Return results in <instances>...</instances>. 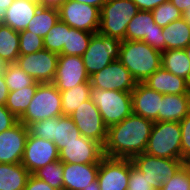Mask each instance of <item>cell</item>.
Wrapping results in <instances>:
<instances>
[{
  "label": "cell",
  "mask_w": 190,
  "mask_h": 190,
  "mask_svg": "<svg viewBox=\"0 0 190 190\" xmlns=\"http://www.w3.org/2000/svg\"><path fill=\"white\" fill-rule=\"evenodd\" d=\"M59 160V151L54 142L28 135L21 164L33 174L36 170Z\"/></svg>",
  "instance_id": "e0dca14e"
},
{
  "label": "cell",
  "mask_w": 190,
  "mask_h": 190,
  "mask_svg": "<svg viewBox=\"0 0 190 190\" xmlns=\"http://www.w3.org/2000/svg\"><path fill=\"white\" fill-rule=\"evenodd\" d=\"M151 12L153 14L154 22L160 27H165L171 22L183 17V13L170 1L160 4Z\"/></svg>",
  "instance_id": "d590c367"
},
{
  "label": "cell",
  "mask_w": 190,
  "mask_h": 190,
  "mask_svg": "<svg viewBox=\"0 0 190 190\" xmlns=\"http://www.w3.org/2000/svg\"><path fill=\"white\" fill-rule=\"evenodd\" d=\"M139 10L141 11H152L160 4L169 0H132Z\"/></svg>",
  "instance_id": "7bdbcfd3"
},
{
  "label": "cell",
  "mask_w": 190,
  "mask_h": 190,
  "mask_svg": "<svg viewBox=\"0 0 190 190\" xmlns=\"http://www.w3.org/2000/svg\"><path fill=\"white\" fill-rule=\"evenodd\" d=\"M24 190H57L50 186L47 182L35 177L31 174L27 180Z\"/></svg>",
  "instance_id": "b9f144b4"
},
{
  "label": "cell",
  "mask_w": 190,
  "mask_h": 190,
  "mask_svg": "<svg viewBox=\"0 0 190 190\" xmlns=\"http://www.w3.org/2000/svg\"><path fill=\"white\" fill-rule=\"evenodd\" d=\"M94 33L78 30L67 24V38L63 45V55L82 56L87 50L91 37Z\"/></svg>",
  "instance_id": "1f68e13d"
},
{
  "label": "cell",
  "mask_w": 190,
  "mask_h": 190,
  "mask_svg": "<svg viewBox=\"0 0 190 190\" xmlns=\"http://www.w3.org/2000/svg\"><path fill=\"white\" fill-rule=\"evenodd\" d=\"M127 190H155L151 186V182L143 173L136 168L130 159V177Z\"/></svg>",
  "instance_id": "f35d334b"
},
{
  "label": "cell",
  "mask_w": 190,
  "mask_h": 190,
  "mask_svg": "<svg viewBox=\"0 0 190 190\" xmlns=\"http://www.w3.org/2000/svg\"><path fill=\"white\" fill-rule=\"evenodd\" d=\"M131 160L155 190H161L162 185L184 165L183 160L155 157L145 152L134 156Z\"/></svg>",
  "instance_id": "9c48e42d"
},
{
  "label": "cell",
  "mask_w": 190,
  "mask_h": 190,
  "mask_svg": "<svg viewBox=\"0 0 190 190\" xmlns=\"http://www.w3.org/2000/svg\"><path fill=\"white\" fill-rule=\"evenodd\" d=\"M40 6L37 0H14L6 10L3 24L15 31H23Z\"/></svg>",
  "instance_id": "603a6c76"
},
{
  "label": "cell",
  "mask_w": 190,
  "mask_h": 190,
  "mask_svg": "<svg viewBox=\"0 0 190 190\" xmlns=\"http://www.w3.org/2000/svg\"><path fill=\"white\" fill-rule=\"evenodd\" d=\"M59 54L47 49L20 55L15 62L22 70L39 83H53Z\"/></svg>",
  "instance_id": "4fadbf2b"
},
{
  "label": "cell",
  "mask_w": 190,
  "mask_h": 190,
  "mask_svg": "<svg viewBox=\"0 0 190 190\" xmlns=\"http://www.w3.org/2000/svg\"><path fill=\"white\" fill-rule=\"evenodd\" d=\"M121 40L96 32L89 46L81 56L89 76L101 71L113 60L119 59Z\"/></svg>",
  "instance_id": "ba28073f"
},
{
  "label": "cell",
  "mask_w": 190,
  "mask_h": 190,
  "mask_svg": "<svg viewBox=\"0 0 190 190\" xmlns=\"http://www.w3.org/2000/svg\"><path fill=\"white\" fill-rule=\"evenodd\" d=\"M190 113V94H165L158 112V122H180Z\"/></svg>",
  "instance_id": "cb8c5ba5"
},
{
  "label": "cell",
  "mask_w": 190,
  "mask_h": 190,
  "mask_svg": "<svg viewBox=\"0 0 190 190\" xmlns=\"http://www.w3.org/2000/svg\"><path fill=\"white\" fill-rule=\"evenodd\" d=\"M185 53L188 56V59L190 61V43L184 48Z\"/></svg>",
  "instance_id": "db71d44e"
},
{
  "label": "cell",
  "mask_w": 190,
  "mask_h": 190,
  "mask_svg": "<svg viewBox=\"0 0 190 190\" xmlns=\"http://www.w3.org/2000/svg\"><path fill=\"white\" fill-rule=\"evenodd\" d=\"M179 123L181 126L182 160L184 161V159L190 155V113Z\"/></svg>",
  "instance_id": "ab89813d"
},
{
  "label": "cell",
  "mask_w": 190,
  "mask_h": 190,
  "mask_svg": "<svg viewBox=\"0 0 190 190\" xmlns=\"http://www.w3.org/2000/svg\"><path fill=\"white\" fill-rule=\"evenodd\" d=\"M28 129L32 136L54 142L58 151L81 136L71 117L65 115L33 122Z\"/></svg>",
  "instance_id": "52a82bcc"
},
{
  "label": "cell",
  "mask_w": 190,
  "mask_h": 190,
  "mask_svg": "<svg viewBox=\"0 0 190 190\" xmlns=\"http://www.w3.org/2000/svg\"><path fill=\"white\" fill-rule=\"evenodd\" d=\"M67 38V24L58 20L43 38L44 49L60 54Z\"/></svg>",
  "instance_id": "836d02e7"
},
{
  "label": "cell",
  "mask_w": 190,
  "mask_h": 190,
  "mask_svg": "<svg viewBox=\"0 0 190 190\" xmlns=\"http://www.w3.org/2000/svg\"><path fill=\"white\" fill-rule=\"evenodd\" d=\"M91 83H82L72 89L61 91L62 113L70 116L80 104L90 99Z\"/></svg>",
  "instance_id": "4dcf8cb0"
},
{
  "label": "cell",
  "mask_w": 190,
  "mask_h": 190,
  "mask_svg": "<svg viewBox=\"0 0 190 190\" xmlns=\"http://www.w3.org/2000/svg\"><path fill=\"white\" fill-rule=\"evenodd\" d=\"M8 63L0 58V76L4 75L7 69Z\"/></svg>",
  "instance_id": "f907efd6"
},
{
  "label": "cell",
  "mask_w": 190,
  "mask_h": 190,
  "mask_svg": "<svg viewBox=\"0 0 190 190\" xmlns=\"http://www.w3.org/2000/svg\"><path fill=\"white\" fill-rule=\"evenodd\" d=\"M150 89L165 94H190V83L165 70L162 66L144 82Z\"/></svg>",
  "instance_id": "7402d4cb"
},
{
  "label": "cell",
  "mask_w": 190,
  "mask_h": 190,
  "mask_svg": "<svg viewBox=\"0 0 190 190\" xmlns=\"http://www.w3.org/2000/svg\"><path fill=\"white\" fill-rule=\"evenodd\" d=\"M19 54V32L0 24V58L8 64L15 63Z\"/></svg>",
  "instance_id": "f1b7e54d"
},
{
  "label": "cell",
  "mask_w": 190,
  "mask_h": 190,
  "mask_svg": "<svg viewBox=\"0 0 190 190\" xmlns=\"http://www.w3.org/2000/svg\"><path fill=\"white\" fill-rule=\"evenodd\" d=\"M39 84V82L35 81L28 87H24L15 91H9L5 106L18 119L27 110Z\"/></svg>",
  "instance_id": "f546056e"
},
{
  "label": "cell",
  "mask_w": 190,
  "mask_h": 190,
  "mask_svg": "<svg viewBox=\"0 0 190 190\" xmlns=\"http://www.w3.org/2000/svg\"><path fill=\"white\" fill-rule=\"evenodd\" d=\"M29 129L18 121L13 127L0 133V163H21Z\"/></svg>",
  "instance_id": "ac0fdd59"
},
{
  "label": "cell",
  "mask_w": 190,
  "mask_h": 190,
  "mask_svg": "<svg viewBox=\"0 0 190 190\" xmlns=\"http://www.w3.org/2000/svg\"><path fill=\"white\" fill-rule=\"evenodd\" d=\"M175 5L182 13L190 7V0H169Z\"/></svg>",
  "instance_id": "bcb514c9"
},
{
  "label": "cell",
  "mask_w": 190,
  "mask_h": 190,
  "mask_svg": "<svg viewBox=\"0 0 190 190\" xmlns=\"http://www.w3.org/2000/svg\"><path fill=\"white\" fill-rule=\"evenodd\" d=\"M58 20V8L40 6L25 30L44 38Z\"/></svg>",
  "instance_id": "83f0119b"
},
{
  "label": "cell",
  "mask_w": 190,
  "mask_h": 190,
  "mask_svg": "<svg viewBox=\"0 0 190 190\" xmlns=\"http://www.w3.org/2000/svg\"><path fill=\"white\" fill-rule=\"evenodd\" d=\"M62 115L60 91L53 83H40L19 121L28 127L33 122Z\"/></svg>",
  "instance_id": "8992f818"
},
{
  "label": "cell",
  "mask_w": 190,
  "mask_h": 190,
  "mask_svg": "<svg viewBox=\"0 0 190 190\" xmlns=\"http://www.w3.org/2000/svg\"><path fill=\"white\" fill-rule=\"evenodd\" d=\"M166 50L184 49L190 43V24L184 17L162 27Z\"/></svg>",
  "instance_id": "484cf974"
},
{
  "label": "cell",
  "mask_w": 190,
  "mask_h": 190,
  "mask_svg": "<svg viewBox=\"0 0 190 190\" xmlns=\"http://www.w3.org/2000/svg\"><path fill=\"white\" fill-rule=\"evenodd\" d=\"M132 113L146 119L158 122V112L161 106L163 94L150 89L144 83H137L131 92Z\"/></svg>",
  "instance_id": "ffe728a7"
},
{
  "label": "cell",
  "mask_w": 190,
  "mask_h": 190,
  "mask_svg": "<svg viewBox=\"0 0 190 190\" xmlns=\"http://www.w3.org/2000/svg\"><path fill=\"white\" fill-rule=\"evenodd\" d=\"M70 117L82 136L98 142L102 147L105 145L108 127L91 99L82 102Z\"/></svg>",
  "instance_id": "30bf717a"
},
{
  "label": "cell",
  "mask_w": 190,
  "mask_h": 190,
  "mask_svg": "<svg viewBox=\"0 0 190 190\" xmlns=\"http://www.w3.org/2000/svg\"><path fill=\"white\" fill-rule=\"evenodd\" d=\"M74 1L97 7L100 10L107 0H74Z\"/></svg>",
  "instance_id": "c3c4849f"
},
{
  "label": "cell",
  "mask_w": 190,
  "mask_h": 190,
  "mask_svg": "<svg viewBox=\"0 0 190 190\" xmlns=\"http://www.w3.org/2000/svg\"><path fill=\"white\" fill-rule=\"evenodd\" d=\"M83 190H100L98 180L91 182L90 185L87 188H83Z\"/></svg>",
  "instance_id": "681fc988"
},
{
  "label": "cell",
  "mask_w": 190,
  "mask_h": 190,
  "mask_svg": "<svg viewBox=\"0 0 190 190\" xmlns=\"http://www.w3.org/2000/svg\"><path fill=\"white\" fill-rule=\"evenodd\" d=\"M103 157V147L82 135L59 151V160L63 163H100Z\"/></svg>",
  "instance_id": "d6986e66"
},
{
  "label": "cell",
  "mask_w": 190,
  "mask_h": 190,
  "mask_svg": "<svg viewBox=\"0 0 190 190\" xmlns=\"http://www.w3.org/2000/svg\"><path fill=\"white\" fill-rule=\"evenodd\" d=\"M130 159L103 157L99 163L97 180L100 190H127Z\"/></svg>",
  "instance_id": "2e32d148"
},
{
  "label": "cell",
  "mask_w": 190,
  "mask_h": 190,
  "mask_svg": "<svg viewBox=\"0 0 190 190\" xmlns=\"http://www.w3.org/2000/svg\"><path fill=\"white\" fill-rule=\"evenodd\" d=\"M124 40H142L161 53L166 50L162 27L154 22L151 11L139 10L128 23Z\"/></svg>",
  "instance_id": "7c38bea8"
},
{
  "label": "cell",
  "mask_w": 190,
  "mask_h": 190,
  "mask_svg": "<svg viewBox=\"0 0 190 190\" xmlns=\"http://www.w3.org/2000/svg\"><path fill=\"white\" fill-rule=\"evenodd\" d=\"M161 190H190V171L183 165L162 185Z\"/></svg>",
  "instance_id": "74e56055"
},
{
  "label": "cell",
  "mask_w": 190,
  "mask_h": 190,
  "mask_svg": "<svg viewBox=\"0 0 190 190\" xmlns=\"http://www.w3.org/2000/svg\"><path fill=\"white\" fill-rule=\"evenodd\" d=\"M9 94L8 87L6 85L4 76H0V105H6L7 97Z\"/></svg>",
  "instance_id": "ee69618b"
},
{
  "label": "cell",
  "mask_w": 190,
  "mask_h": 190,
  "mask_svg": "<svg viewBox=\"0 0 190 190\" xmlns=\"http://www.w3.org/2000/svg\"><path fill=\"white\" fill-rule=\"evenodd\" d=\"M90 99L97 106L107 127L121 122L132 113L131 92L102 90L91 86Z\"/></svg>",
  "instance_id": "5b68a950"
},
{
  "label": "cell",
  "mask_w": 190,
  "mask_h": 190,
  "mask_svg": "<svg viewBox=\"0 0 190 190\" xmlns=\"http://www.w3.org/2000/svg\"><path fill=\"white\" fill-rule=\"evenodd\" d=\"M33 175L57 190H63V162L54 161L36 170Z\"/></svg>",
  "instance_id": "d6a6232c"
},
{
  "label": "cell",
  "mask_w": 190,
  "mask_h": 190,
  "mask_svg": "<svg viewBox=\"0 0 190 190\" xmlns=\"http://www.w3.org/2000/svg\"><path fill=\"white\" fill-rule=\"evenodd\" d=\"M44 49L43 38L31 31L19 32V54L27 55Z\"/></svg>",
  "instance_id": "8d00e7d4"
},
{
  "label": "cell",
  "mask_w": 190,
  "mask_h": 190,
  "mask_svg": "<svg viewBox=\"0 0 190 190\" xmlns=\"http://www.w3.org/2000/svg\"><path fill=\"white\" fill-rule=\"evenodd\" d=\"M162 53L142 40H123L119 60L137 83H143L161 67Z\"/></svg>",
  "instance_id": "7a4b0ae2"
},
{
  "label": "cell",
  "mask_w": 190,
  "mask_h": 190,
  "mask_svg": "<svg viewBox=\"0 0 190 190\" xmlns=\"http://www.w3.org/2000/svg\"><path fill=\"white\" fill-rule=\"evenodd\" d=\"M19 119L5 105H0V133L13 127Z\"/></svg>",
  "instance_id": "60d3db41"
},
{
  "label": "cell",
  "mask_w": 190,
  "mask_h": 190,
  "mask_svg": "<svg viewBox=\"0 0 190 190\" xmlns=\"http://www.w3.org/2000/svg\"><path fill=\"white\" fill-rule=\"evenodd\" d=\"M4 79L9 91H15L32 85L35 80L16 63L8 64Z\"/></svg>",
  "instance_id": "e575fe53"
},
{
  "label": "cell",
  "mask_w": 190,
  "mask_h": 190,
  "mask_svg": "<svg viewBox=\"0 0 190 190\" xmlns=\"http://www.w3.org/2000/svg\"><path fill=\"white\" fill-rule=\"evenodd\" d=\"M145 153L160 158L182 160L180 123L154 122Z\"/></svg>",
  "instance_id": "3957f363"
},
{
  "label": "cell",
  "mask_w": 190,
  "mask_h": 190,
  "mask_svg": "<svg viewBox=\"0 0 190 190\" xmlns=\"http://www.w3.org/2000/svg\"><path fill=\"white\" fill-rule=\"evenodd\" d=\"M161 66L190 83V61L184 49H172L162 52Z\"/></svg>",
  "instance_id": "4316f807"
},
{
  "label": "cell",
  "mask_w": 190,
  "mask_h": 190,
  "mask_svg": "<svg viewBox=\"0 0 190 190\" xmlns=\"http://www.w3.org/2000/svg\"><path fill=\"white\" fill-rule=\"evenodd\" d=\"M13 1L14 0H0V24L4 22L6 10Z\"/></svg>",
  "instance_id": "f6af8a7d"
},
{
  "label": "cell",
  "mask_w": 190,
  "mask_h": 190,
  "mask_svg": "<svg viewBox=\"0 0 190 190\" xmlns=\"http://www.w3.org/2000/svg\"><path fill=\"white\" fill-rule=\"evenodd\" d=\"M30 175L21 163H0V190H24Z\"/></svg>",
  "instance_id": "d4e9b609"
},
{
  "label": "cell",
  "mask_w": 190,
  "mask_h": 190,
  "mask_svg": "<svg viewBox=\"0 0 190 190\" xmlns=\"http://www.w3.org/2000/svg\"><path fill=\"white\" fill-rule=\"evenodd\" d=\"M184 166L190 171V155L184 159Z\"/></svg>",
  "instance_id": "f5cc1de1"
},
{
  "label": "cell",
  "mask_w": 190,
  "mask_h": 190,
  "mask_svg": "<svg viewBox=\"0 0 190 190\" xmlns=\"http://www.w3.org/2000/svg\"><path fill=\"white\" fill-rule=\"evenodd\" d=\"M92 87L102 90L132 92L137 81L119 59L90 76Z\"/></svg>",
  "instance_id": "5bb4252c"
},
{
  "label": "cell",
  "mask_w": 190,
  "mask_h": 190,
  "mask_svg": "<svg viewBox=\"0 0 190 190\" xmlns=\"http://www.w3.org/2000/svg\"><path fill=\"white\" fill-rule=\"evenodd\" d=\"M99 163H63V190H83L97 180Z\"/></svg>",
  "instance_id": "44dd1931"
},
{
  "label": "cell",
  "mask_w": 190,
  "mask_h": 190,
  "mask_svg": "<svg viewBox=\"0 0 190 190\" xmlns=\"http://www.w3.org/2000/svg\"><path fill=\"white\" fill-rule=\"evenodd\" d=\"M59 20L70 27L86 32L96 33L100 26V10L97 7L66 0L58 7Z\"/></svg>",
  "instance_id": "8fae6325"
},
{
  "label": "cell",
  "mask_w": 190,
  "mask_h": 190,
  "mask_svg": "<svg viewBox=\"0 0 190 190\" xmlns=\"http://www.w3.org/2000/svg\"><path fill=\"white\" fill-rule=\"evenodd\" d=\"M183 17L190 24V7L183 13Z\"/></svg>",
  "instance_id": "816d5d0a"
},
{
  "label": "cell",
  "mask_w": 190,
  "mask_h": 190,
  "mask_svg": "<svg viewBox=\"0 0 190 190\" xmlns=\"http://www.w3.org/2000/svg\"><path fill=\"white\" fill-rule=\"evenodd\" d=\"M66 0H37L41 6L56 7L58 8Z\"/></svg>",
  "instance_id": "7dc6e473"
},
{
  "label": "cell",
  "mask_w": 190,
  "mask_h": 190,
  "mask_svg": "<svg viewBox=\"0 0 190 190\" xmlns=\"http://www.w3.org/2000/svg\"><path fill=\"white\" fill-rule=\"evenodd\" d=\"M82 83H90L82 57L59 54L53 84L61 92Z\"/></svg>",
  "instance_id": "9a60e30c"
},
{
  "label": "cell",
  "mask_w": 190,
  "mask_h": 190,
  "mask_svg": "<svg viewBox=\"0 0 190 190\" xmlns=\"http://www.w3.org/2000/svg\"><path fill=\"white\" fill-rule=\"evenodd\" d=\"M138 12L132 0H107L100 9L98 32L123 41L128 23Z\"/></svg>",
  "instance_id": "277c9868"
},
{
  "label": "cell",
  "mask_w": 190,
  "mask_h": 190,
  "mask_svg": "<svg viewBox=\"0 0 190 190\" xmlns=\"http://www.w3.org/2000/svg\"><path fill=\"white\" fill-rule=\"evenodd\" d=\"M153 121L131 113L108 127L103 154L109 158L132 159L145 152Z\"/></svg>",
  "instance_id": "6da1fadb"
}]
</instances>
